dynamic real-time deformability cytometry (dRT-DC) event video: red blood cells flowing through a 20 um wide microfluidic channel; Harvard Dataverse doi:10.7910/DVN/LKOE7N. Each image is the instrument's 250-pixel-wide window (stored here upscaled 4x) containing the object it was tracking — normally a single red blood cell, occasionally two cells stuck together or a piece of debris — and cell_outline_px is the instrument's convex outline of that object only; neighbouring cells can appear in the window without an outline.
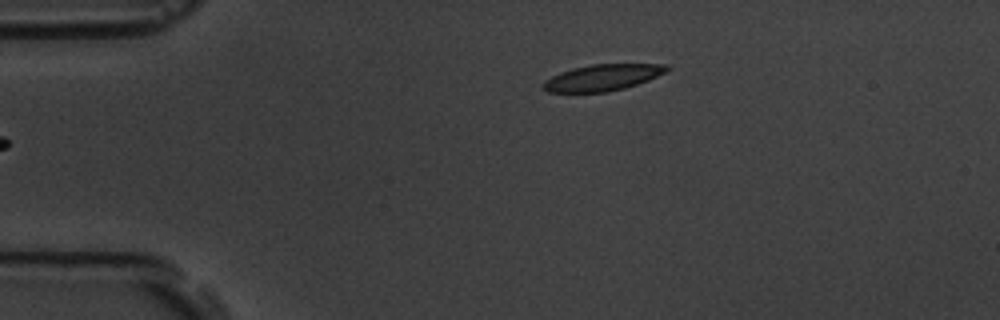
{"species": "common noctule bat (a hibernating species)", "species_latin": "Nyctalus noctula", "temperature_condition": "room temperature", "stored_images_in_passage": 5, "camera_frame_rate_fps": 3000, "um_per_image_px": 0.085, "animal": {"sex": "male", "body_mass_g": 19.5, "forearm_length_mm": 54.6}, "frame": {"image": 1, "passage_image": 5, "time_ms": 5.333, "image_size_px": [1000, 320], "cell_outline_px": [[672, 68], [648, 80], [624, 88], [608, 92], [548, 92], [540, 84], [544, 80], [560, 72], [572, 68], [592, 64], [668, 64]], "centroid_in_image_um": [51.19, 6.58], "position_along_channel_um": 33.8, "area_um2": 18.96}}